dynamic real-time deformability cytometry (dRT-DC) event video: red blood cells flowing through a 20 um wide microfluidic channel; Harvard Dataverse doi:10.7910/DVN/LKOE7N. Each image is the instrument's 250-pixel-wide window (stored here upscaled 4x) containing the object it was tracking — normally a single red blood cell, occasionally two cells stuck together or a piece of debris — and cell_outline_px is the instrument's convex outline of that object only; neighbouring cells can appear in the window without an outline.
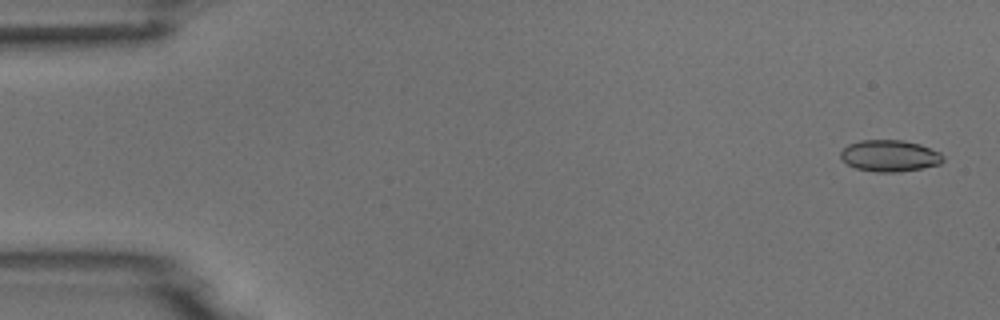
{"species": "common noctule bat (a hibernating species)", "species_latin": "Nyctalus noctula", "temperature_condition": "room temperature", "stored_images_in_passage": 5, "camera_frame_rate_fps": 3000, "um_per_image_px": 0.085, "animal": {"sex": "male", "body_mass_g": 18.8}, "frame": {"image": 1, "passage_image": 1, "time_ms": 0.0, "image_size_px": [1000, 320], "cell_outline_px": [[944, 160], [940, 164], [920, 168], [896, 172], [876, 172], [856, 168], [848, 164], [840, 156], [840, 152], [848, 144], [860, 140], [904, 140], [920, 144], [940, 152], [944, 156]], "centroid_in_image_um": [75.63, 13.23], "position_along_channel_um": 9.4, "area_um2": 18.79}}